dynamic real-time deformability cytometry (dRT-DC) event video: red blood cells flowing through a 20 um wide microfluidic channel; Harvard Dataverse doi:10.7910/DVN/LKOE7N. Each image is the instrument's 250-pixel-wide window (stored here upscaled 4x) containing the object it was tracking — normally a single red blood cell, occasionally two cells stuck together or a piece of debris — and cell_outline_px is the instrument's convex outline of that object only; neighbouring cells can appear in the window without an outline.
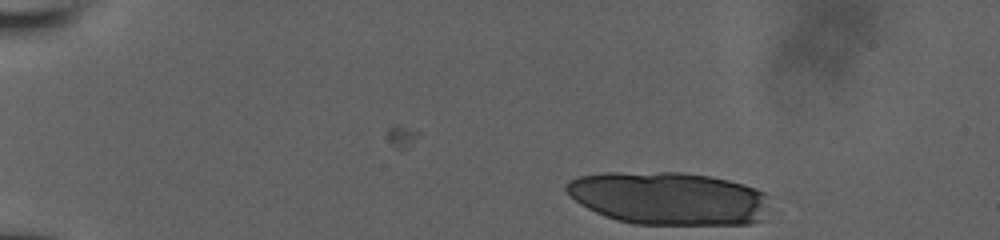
{"species": "human", "species_latin": "Homo sapiens", "temperature_condition": "room temperature", "stored_images_in_passage": 6, "camera_frame_rate_fps": 3000, "um_per_image_px": 0.085, "donor": {"sex": "male"}, "frame": {"image": 1, "passage_image": 6, "time_ms": 1.667, "image_size_px": [1000, 240], "cell_outline_px": [[772, 196], [768, 220], [752, 224], [632, 224], [616, 220], [604, 216], [580, 204], [564, 188], [564, 184], [568, 180], [580, 176], [600, 172], [680, 172], [708, 176], [728, 180], [744, 184], [756, 188]], "centroid_in_image_um": [56.94, 16.86], "position_along_channel_um": 28.1, "area_um2": 63.98}}